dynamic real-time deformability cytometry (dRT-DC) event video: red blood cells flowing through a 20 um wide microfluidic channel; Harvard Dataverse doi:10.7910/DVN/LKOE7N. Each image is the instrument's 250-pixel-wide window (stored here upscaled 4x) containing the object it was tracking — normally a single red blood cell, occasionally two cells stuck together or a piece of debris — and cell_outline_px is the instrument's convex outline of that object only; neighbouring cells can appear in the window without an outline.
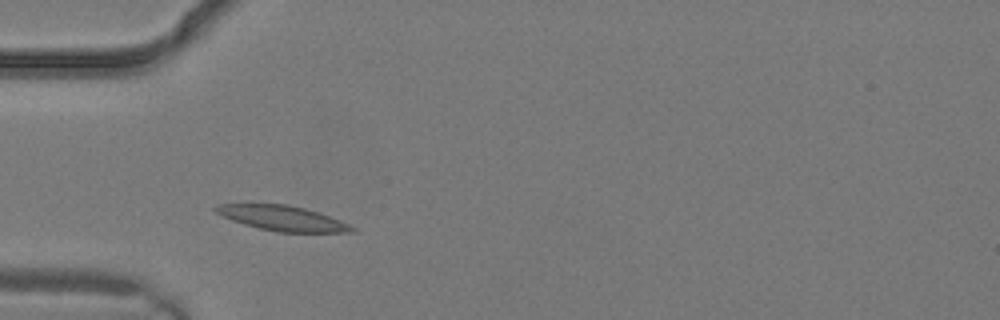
{"species": "common noctule bat (a hibernating species)", "species_latin": "Nyctalus noctula", "temperature_condition": "warm", "stored_images_in_passage": 1, "camera_frame_rate_fps": 3000, "um_per_image_px": 0.085, "animal": {"sex": "male", "body_mass_g": 19.2, "forearm_length_mm": 51.8}, "frame": {"image": 1, "passage_image": 1, "time_ms": 0.0, "image_size_px": [1000, 320], "cell_outline_px": [[356, 228], [352, 232], [276, 232], [244, 224], [232, 220], [216, 212], [212, 208], [216, 204], [288, 204], [320, 212], [340, 220]], "centroid_in_image_um": [24.01, 18.54], "position_along_channel_um": 61.0, "area_um2": 19.77}}